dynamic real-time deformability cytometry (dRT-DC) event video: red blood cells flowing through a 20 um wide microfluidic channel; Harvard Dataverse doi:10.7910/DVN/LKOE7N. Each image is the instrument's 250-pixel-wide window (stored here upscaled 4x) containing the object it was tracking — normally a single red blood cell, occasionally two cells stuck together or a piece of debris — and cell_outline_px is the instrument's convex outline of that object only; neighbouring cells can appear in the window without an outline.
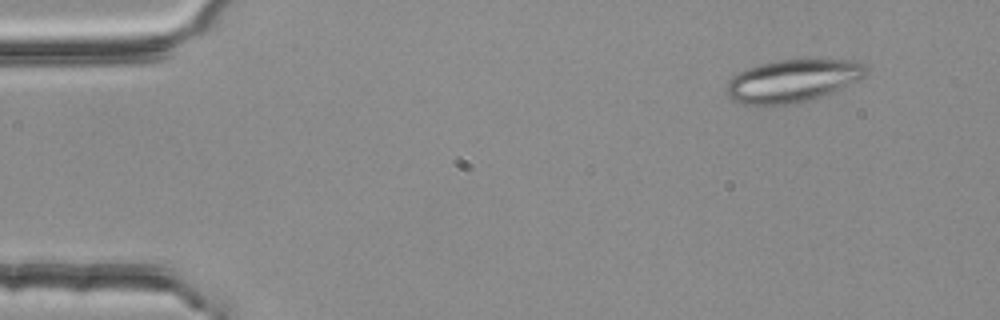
{"species": "common noctule bat (a hibernating species)", "species_latin": "Nyctalus noctula", "temperature_condition": "room temperature", "stored_images_in_passage": 4, "camera_frame_rate_fps": 3000, "um_per_image_px": 0.085, "animal": {"sex": "female", "body_mass_g": 25.1}, "frame": {"image": 1, "passage_image": 2, "time_ms": 0.333, "image_size_px": [1000, 320], "cell_outline_px": [[868, 72], [864, 76], [832, 92], [812, 100], [796, 104], [776, 108], [764, 108], [740, 104], [732, 100], [728, 96], [724, 88], [728, 80], [732, 76], [748, 68], [760, 64], [780, 60], [856, 60], [864, 64], [868, 68]], "centroid_in_image_um": [67.29, 6.93], "position_along_channel_um": 17.7, "area_um2": 35.55}}